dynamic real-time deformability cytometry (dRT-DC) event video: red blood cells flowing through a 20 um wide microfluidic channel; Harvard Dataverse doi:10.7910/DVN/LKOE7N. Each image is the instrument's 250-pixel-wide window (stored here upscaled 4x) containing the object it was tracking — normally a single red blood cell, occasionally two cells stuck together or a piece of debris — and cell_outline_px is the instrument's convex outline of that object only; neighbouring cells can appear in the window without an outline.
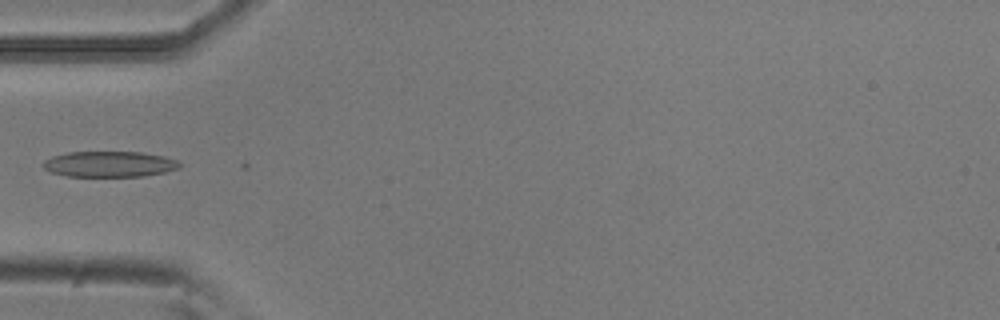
{"species": "common noctule bat (a hibernating species)", "species_latin": "Nyctalus noctula", "temperature_condition": "room temperature", "stored_images_in_passage": 4, "camera_frame_rate_fps": 3000, "um_per_image_px": 0.085, "animal": {"sex": "male", "body_mass_g": 20.5, "forearm_length_mm": 52.5}, "frame": {"image": 1, "passage_image": 4, "time_ms": 1.0, "image_size_px": [1000, 320], "cell_outline_px": [[184, 164], [180, 168], [164, 172], [144, 176], [68, 176], [52, 172], [44, 168], [40, 164], [44, 160], [52, 156], [68, 152], [140, 152], [164, 156], [176, 160]], "centroid_in_image_um": [9.31, 13.94], "position_along_channel_um": 75.7, "area_um2": 20.52}}